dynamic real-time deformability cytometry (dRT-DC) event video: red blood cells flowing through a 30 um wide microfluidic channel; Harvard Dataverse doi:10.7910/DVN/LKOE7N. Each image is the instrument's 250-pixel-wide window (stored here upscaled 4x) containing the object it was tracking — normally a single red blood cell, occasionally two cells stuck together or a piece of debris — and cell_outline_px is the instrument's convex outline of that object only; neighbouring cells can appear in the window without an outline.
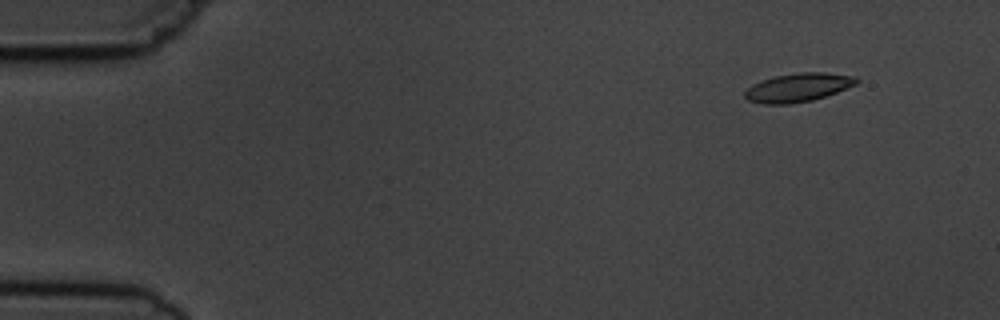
{"species": "common noctule bat (a hibernating species)", "species_latin": "Nyctalus noctula", "temperature_condition": "cold", "stored_images_in_passage": 4, "camera_frame_rate_fps": 3000, "um_per_image_px": 0.085, "animal": {"sex": "male", "body_mass_g": 19.5, "forearm_length_mm": 54.6}, "frame": {"image": 1, "passage_image": 1, "time_ms": 0.0, "image_size_px": [1000, 320], "cell_outline_px": [[860, 80], [856, 84], [836, 92], [812, 100], [788, 104], [764, 104], [748, 100], [744, 96], [744, 92], [752, 84], [776, 76], [796, 72], [824, 72], [856, 76]], "centroid_in_image_um": [67.84, 7.43], "position_along_channel_um": 17.2, "area_um2": 18.5}}
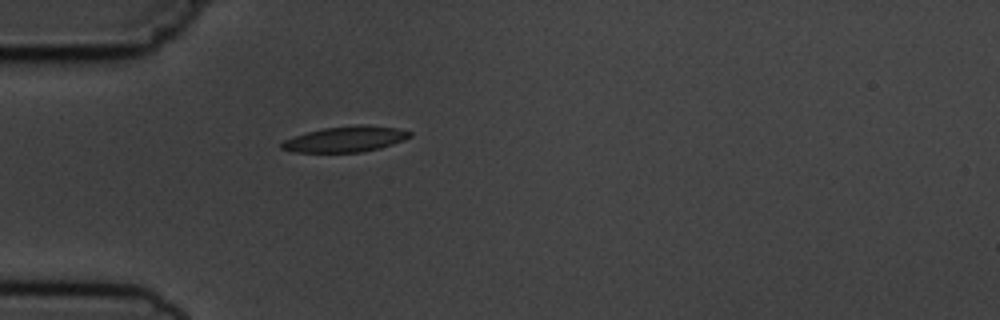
{"frame": {"image": 2, "passage_image": 4, "time_ms": 3.667, "image_size_px": [1000, 320], "cell_outline_px": [[412, 136], [404, 140], [380, 148], [360, 152], [296, 152], [280, 148], [280, 144], [284, 140], [308, 132], [324, 128], [356, 124], [368, 124], [396, 128], [412, 132]], "centroid_in_image_um": [29.4, 11.82], "position_along_channel_um": 55.6, "area_um2": 19.13}}